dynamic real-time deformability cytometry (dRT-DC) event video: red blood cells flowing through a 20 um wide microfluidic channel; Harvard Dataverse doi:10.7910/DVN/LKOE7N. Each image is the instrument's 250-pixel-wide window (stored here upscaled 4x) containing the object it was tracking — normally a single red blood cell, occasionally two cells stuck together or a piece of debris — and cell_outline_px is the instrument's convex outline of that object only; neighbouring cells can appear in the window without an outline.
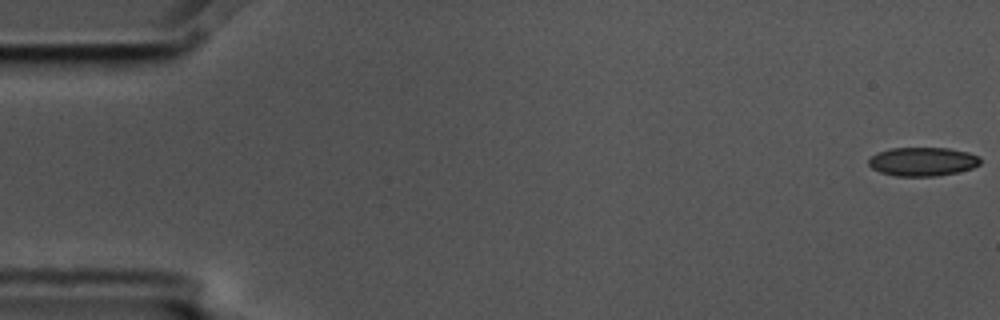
{"species": "common noctule bat (a hibernating species)", "species_latin": "Nyctalus noctula", "temperature_condition": "cold", "stored_images_in_passage": 11, "camera_frame_rate_fps": 3000, "um_per_image_px": 0.085, "animal": {"sex": "male", "body_mass_g": 17.5, "forearm_length_mm": 52.3}, "frame": {"image": 1, "passage_image": 1, "time_ms": 0.0, "image_size_px": [1000, 320], "cell_outline_px": [[980, 164], [972, 168], [956, 172], [936, 176], [896, 176], [880, 172], [872, 168], [868, 164], [868, 160], [876, 152], [892, 148], [948, 148], [968, 152], [980, 156]], "centroid_in_image_um": [78.42, 13.73], "position_along_channel_um": 6.6, "area_um2": 18.73}}
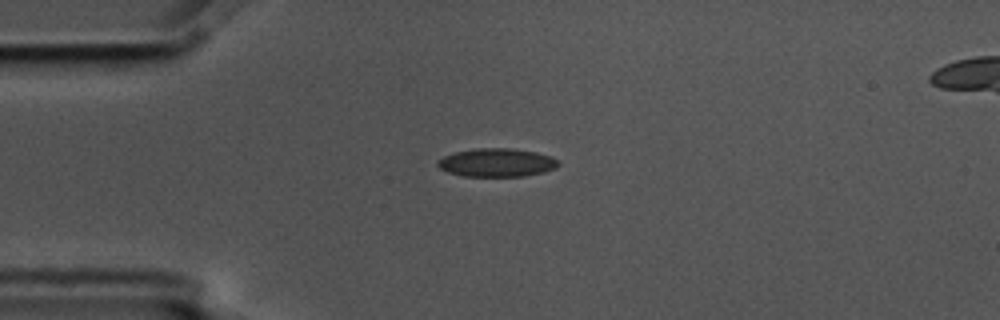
{"frame": {"image": 2, "passage_image": 4, "time_ms": 1.0, "image_size_px": [1000, 320], "cell_outline_px": [[560, 164], [556, 168], [544, 172], [524, 176], [464, 176], [448, 172], [440, 168], [436, 164], [444, 156], [456, 152], [476, 148], [508, 148], [536, 152], [552, 156]], "centroid_in_image_um": [42.25, 13.82], "position_along_channel_um": 42.7, "area_um2": 19.83}}
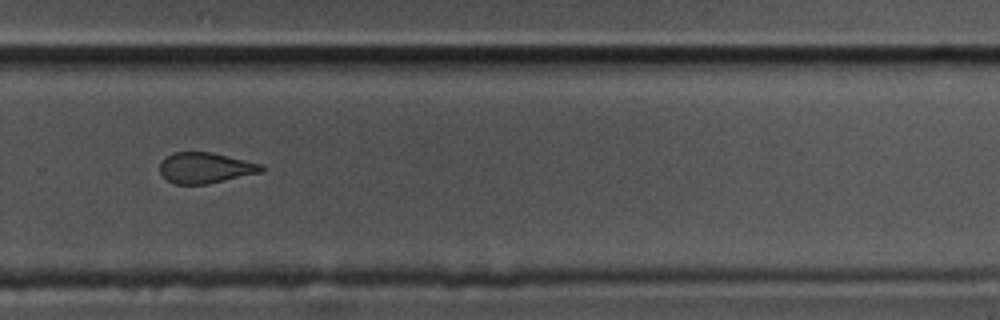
{"frame": {"image": 3, "passage_image": 11, "time_ms": 3.333, "image_size_px": [1000, 320], "cell_outline_px": [[264, 172], [208, 184], [176, 184], [168, 180], [160, 172], [160, 164], [164, 156], [172, 152], [208, 152], [264, 164]], "centroid_in_image_um": [17.47, 14.27], "position_along_channel_um": 312.3, "area_um2": 18.26}}